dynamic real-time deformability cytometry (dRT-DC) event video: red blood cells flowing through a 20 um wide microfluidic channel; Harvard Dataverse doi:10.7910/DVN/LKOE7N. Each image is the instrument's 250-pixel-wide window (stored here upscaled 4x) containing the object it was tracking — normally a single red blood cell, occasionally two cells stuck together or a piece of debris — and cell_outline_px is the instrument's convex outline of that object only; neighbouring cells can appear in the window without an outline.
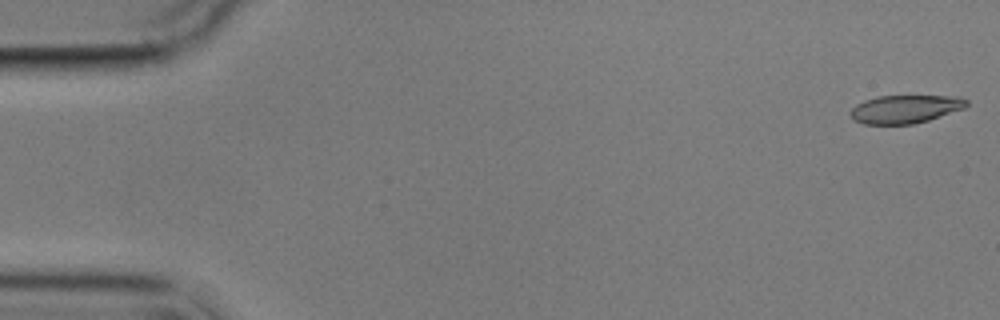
{"species": "common noctule bat (a hibernating species)", "species_latin": "Nyctalus noctula", "temperature_condition": "cold", "stored_images_in_passage": 11, "camera_frame_rate_fps": 3000, "um_per_image_px": 0.085, "animal": {"sex": "male", "body_mass_g": 17.9}, "frame": {"image": 1, "passage_image": 1, "time_ms": 0.0, "image_size_px": [1000, 320], "cell_outline_px": [[968, 104], [964, 108], [928, 120], [912, 124], [864, 124], [852, 120], [848, 112], [856, 104], [864, 100], [876, 96], [960, 96], [968, 100]], "centroid_in_image_um": [76.9, 9.27], "position_along_channel_um": 8.1, "area_um2": 19.19}}
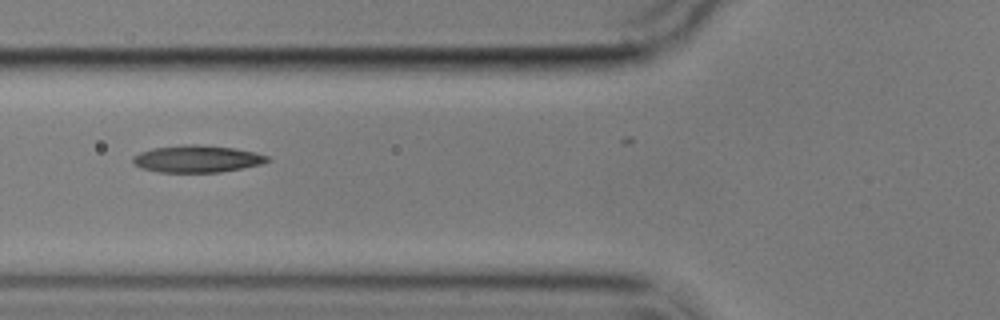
{"frame": {"image": 2, "passage_image": 6, "time_ms": 6.667, "image_size_px": [1000, 320], "cell_outline_px": [[272, 160], [260, 164], [220, 172], [160, 172], [140, 168], [132, 160], [132, 156], [140, 152], [152, 148], [188, 144], [196, 144], [232, 148], [256, 152], [268, 156]], "centroid_in_image_um": [16.74, 13.5], "position_along_channel_um": 109.1, "area_um2": 21.1}}
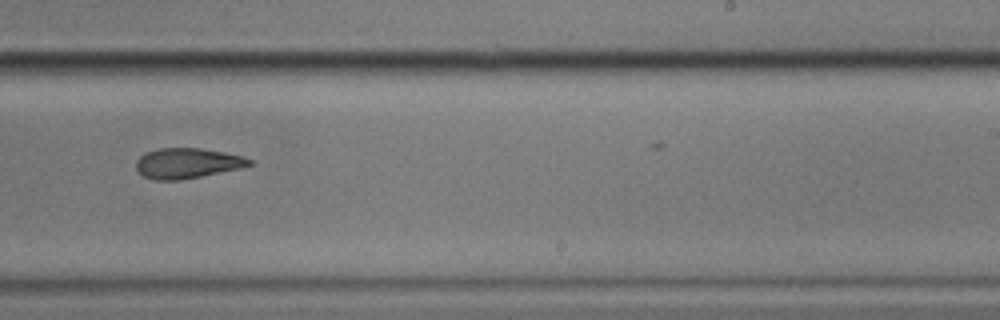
{"frame": {"image": 3, "passage_image": 10, "time_ms": 11.333, "image_size_px": [1000, 320], "cell_outline_px": [[252, 164], [240, 168], [180, 180], [156, 180], [144, 176], [136, 168], [136, 160], [144, 152], [160, 148], [200, 148], [224, 152], [244, 156], [252, 160]], "centroid_in_image_um": [15.9, 13.86], "position_along_channel_um": 273.1, "area_um2": 19.88}}